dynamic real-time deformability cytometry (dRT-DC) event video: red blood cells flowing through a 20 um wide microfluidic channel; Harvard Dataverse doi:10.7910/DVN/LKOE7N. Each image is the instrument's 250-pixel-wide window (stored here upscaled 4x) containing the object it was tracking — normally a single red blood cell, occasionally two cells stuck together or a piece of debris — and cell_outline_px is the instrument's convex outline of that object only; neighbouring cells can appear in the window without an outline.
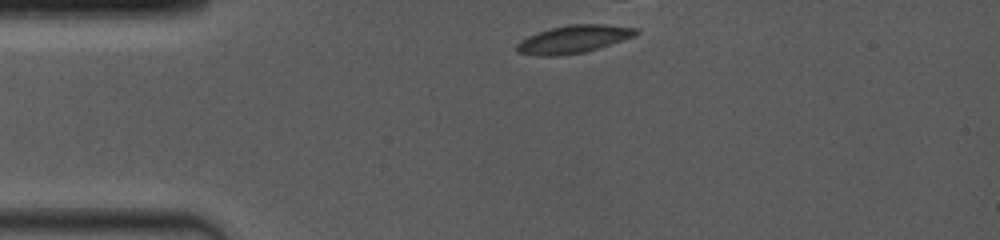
{"species": "common noctule bat (a hibernating species)", "species_latin": "Nyctalus noctula", "temperature_condition": "room temperature", "stored_images_in_passage": 12, "camera_frame_rate_fps": 4000, "um_per_image_px": 0.085, "animal": {"sex": "female", "body_mass_g": 19.0, "forearm_length_mm": 53.3}, "frame": {"image": 1, "passage_image": 1, "time_ms": 0.0, "image_size_px": [1000, 240], "cell_outline_px": [[640, 32], [636, 36], [584, 52], [556, 56], [536, 56], [516, 52], [516, 44], [520, 40], [536, 32], [568, 24], [600, 24], [636, 28]], "centroid_in_image_um": [48.71, 3.33], "position_along_channel_um": 36.3, "area_um2": 19.31}}
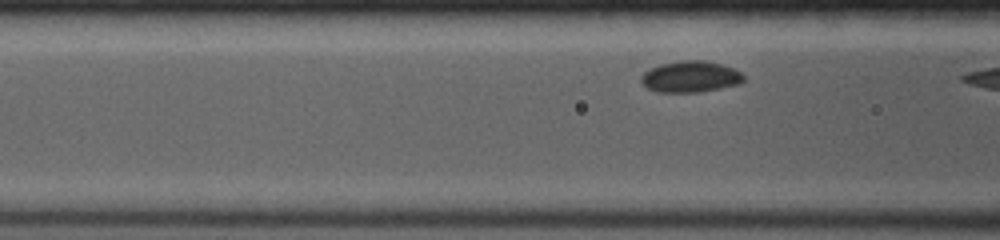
{"frame": {"image": 2, "passage_image": 12, "time_ms": 5.25, "image_size_px": [1000, 240], "cell_outline_px": [[744, 80], [740, 84], [700, 92], [656, 92], [648, 88], [640, 80], [640, 76], [648, 68], [660, 64], [680, 60], [704, 60], [720, 64], [732, 68], [740, 72], [744, 76]], "centroid_in_image_um": [58.66, 6.51], "position_along_channel_um": 107.9, "area_um2": 18.79}}